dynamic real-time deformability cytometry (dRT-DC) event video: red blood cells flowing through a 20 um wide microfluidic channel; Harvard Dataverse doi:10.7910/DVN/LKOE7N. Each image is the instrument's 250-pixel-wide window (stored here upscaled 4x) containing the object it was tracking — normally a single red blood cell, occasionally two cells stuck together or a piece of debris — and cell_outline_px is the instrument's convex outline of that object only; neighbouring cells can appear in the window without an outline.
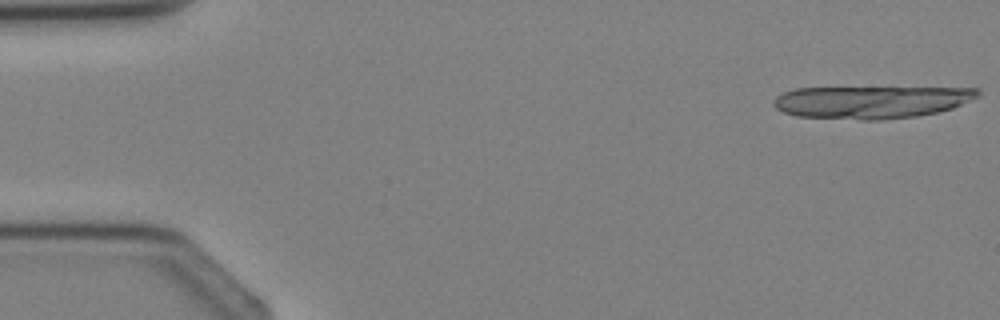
{"species": "Egyptian fruit bat (a non-hibernating species)", "species_latin": "Rousettus aegyptiacus", "temperature_condition": "cold", "stored_images_in_passage": 5, "camera_frame_rate_fps": 3000, "um_per_image_px": 0.085, "animal": {"sex": "female"}, "frame": {"image": 1, "passage_image": 5, "time_ms": 5.0, "image_size_px": [1000, 320], "cell_outline_px": [[980, 92], [976, 96], [952, 108], [940, 112], [916, 116], [880, 120], [860, 120], [796, 116], [784, 112], [776, 108], [772, 104], [772, 100], [776, 96], [784, 92], [796, 88], [980, 88]], "centroid_in_image_um": [73.99, 8.68], "position_along_channel_um": 11.0, "area_um2": 38.55}}